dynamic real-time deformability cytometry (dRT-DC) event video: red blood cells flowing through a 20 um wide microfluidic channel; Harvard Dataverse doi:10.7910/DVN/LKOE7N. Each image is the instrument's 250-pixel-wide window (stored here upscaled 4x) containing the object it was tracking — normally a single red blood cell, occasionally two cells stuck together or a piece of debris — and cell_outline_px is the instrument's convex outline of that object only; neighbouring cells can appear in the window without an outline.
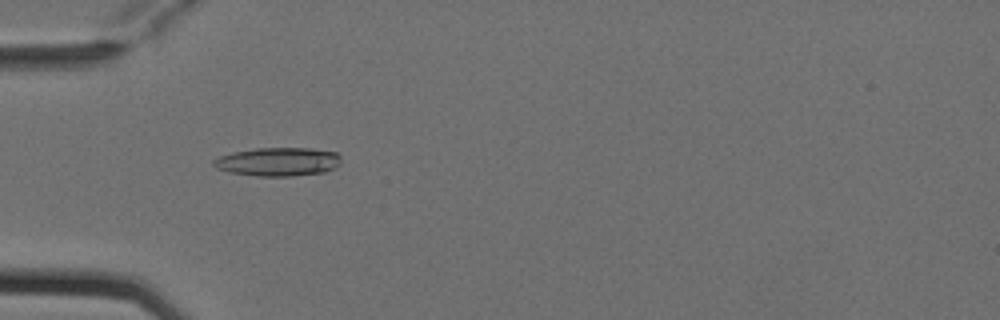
{"species": "Egyptian fruit bat (a non-hibernating species)", "species_latin": "Rousettus aegyptiacus", "temperature_condition": "cold", "stored_images_in_passage": 8, "camera_frame_rate_fps": 3000, "um_per_image_px": 0.085, "animal": {"sex": "female"}, "frame": {"image": 1, "passage_image": 5, "time_ms": 1.333, "image_size_px": [1000, 320], "cell_outline_px": [[340, 164], [336, 168], [324, 172], [292, 176], [256, 176], [228, 172], [216, 168], [212, 164], [212, 160], [220, 156], [232, 152], [256, 148], [312, 148], [336, 152], [340, 156]], "centroid_in_image_um": [23.63, 13.75], "position_along_channel_um": 61.4, "area_um2": 21.44}}
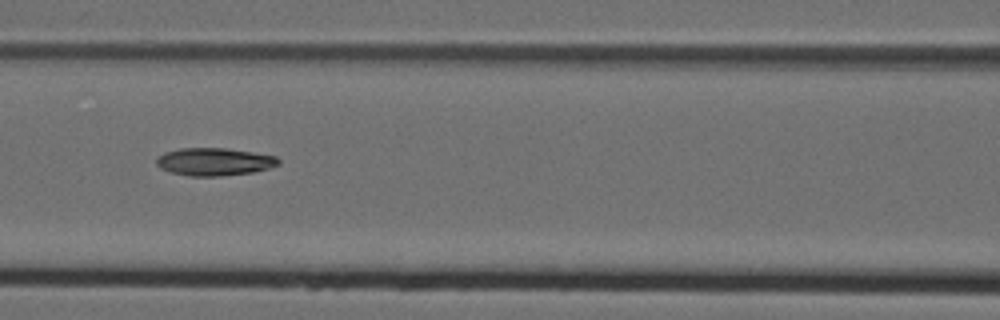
{"frame": {"image": 2, "passage_image": 7, "time_ms": 2.0, "image_size_px": [1000, 320], "cell_outline_px": [[280, 164], [256, 172], [220, 176], [188, 176], [172, 172], [160, 168], [156, 164], [156, 156], [164, 152], [180, 148], [228, 148], [276, 156], [280, 160]], "centroid_in_image_um": [18.21, 13.74], "position_along_channel_um": 148.4, "area_um2": 19.88}}
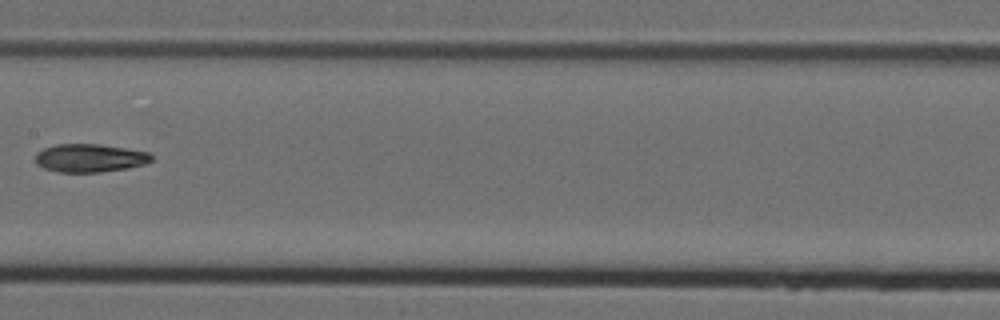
{"frame": {"image": 3, "passage_image": 8, "time_ms": 2.333, "image_size_px": [1000, 320], "cell_outline_px": [[152, 160], [144, 164], [128, 168], [100, 172], [56, 172], [44, 168], [36, 164], [36, 152], [44, 148], [56, 144], [100, 144], [148, 152], [152, 156]], "centroid_in_image_um": [7.61, 13.43], "position_along_channel_um": 199.8, "area_um2": 19.07}}